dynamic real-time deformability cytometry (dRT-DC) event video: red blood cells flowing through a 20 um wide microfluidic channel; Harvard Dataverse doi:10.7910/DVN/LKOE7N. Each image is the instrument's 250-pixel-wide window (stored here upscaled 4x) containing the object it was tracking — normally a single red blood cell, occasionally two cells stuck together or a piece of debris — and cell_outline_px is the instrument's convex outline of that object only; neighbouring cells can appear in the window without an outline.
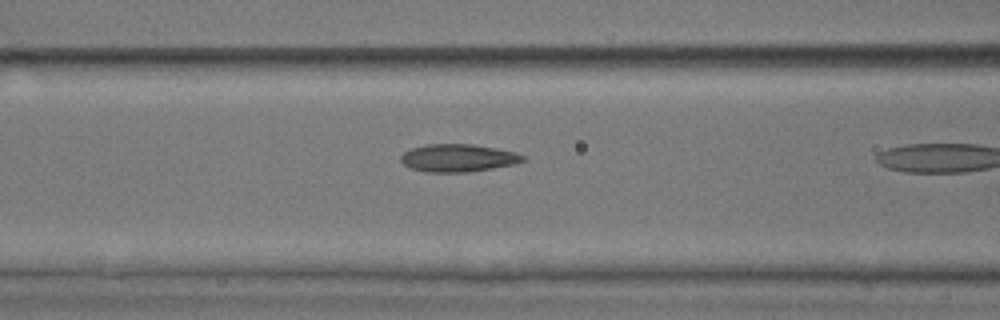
{"species": "common noctule bat (a hibernating species)", "species_latin": "Nyctalus noctula", "temperature_condition": "room temperature", "stored_images_in_passage": 11, "camera_frame_rate_fps": 3000, "um_per_image_px": 0.085, "animal": {"sex": "male", "body_mass_g": 17.9, "forearm_length_mm": 54.2}, "frame": {"image": 1, "passage_image": 10, "time_ms": 3.0, "image_size_px": [1000, 320], "cell_outline_px": [[524, 160], [516, 164], [468, 172], [424, 172], [412, 168], [404, 164], [400, 160], [400, 156], [408, 148], [424, 144], [472, 144], [496, 148], [516, 152], [524, 156]], "centroid_in_image_um": [38.9, 13.42], "position_along_channel_um": 127.7, "area_um2": 19.83}}